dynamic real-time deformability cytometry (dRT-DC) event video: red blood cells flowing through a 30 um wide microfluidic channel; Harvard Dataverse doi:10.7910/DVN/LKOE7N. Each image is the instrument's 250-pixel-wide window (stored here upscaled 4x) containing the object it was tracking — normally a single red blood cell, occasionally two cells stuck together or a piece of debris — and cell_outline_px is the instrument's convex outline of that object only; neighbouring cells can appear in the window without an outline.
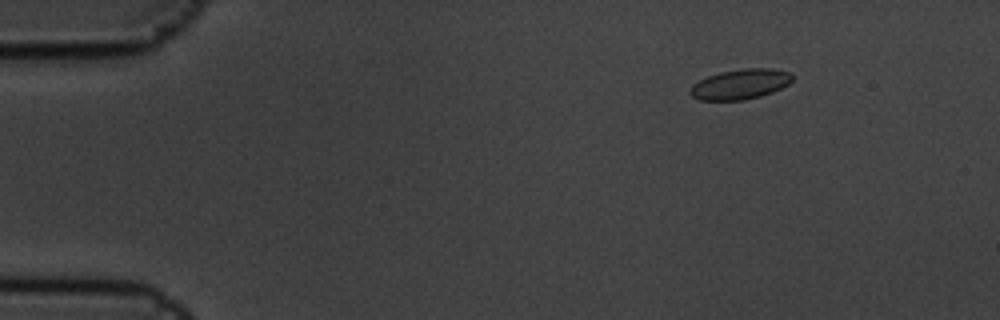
{"species": "common noctule bat (a hibernating species)", "species_latin": "Nyctalus noctula", "temperature_condition": "cold", "stored_images_in_passage": 4, "camera_frame_rate_fps": 3000, "um_per_image_px": 0.085, "animal": {"sex": "male", "body_mass_g": 19.5, "forearm_length_mm": 54.6}, "frame": {"image": 1, "passage_image": 1, "time_ms": 0.0, "image_size_px": [1000, 320], "cell_outline_px": [[792, 80], [788, 84], [772, 92], [760, 96], [744, 100], [700, 100], [692, 96], [688, 92], [692, 84], [708, 76], [720, 72], [744, 68], [772, 68], [788, 72], [792, 76]], "centroid_in_image_um": [62.9, 7.16], "position_along_channel_um": 22.1, "area_um2": 17.86}}
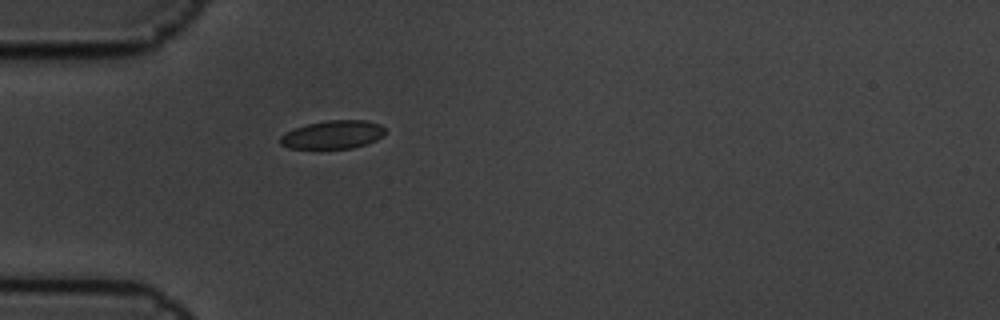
{"frame": {"image": 2, "passage_image": 4, "time_ms": 1.0, "image_size_px": [1000, 320], "cell_outline_px": [[384, 136], [376, 140], [352, 148], [288, 148], [280, 144], [280, 136], [296, 128], [308, 124], [328, 120], [364, 120], [380, 124], [384, 128]], "centroid_in_image_um": [28.31, 11.44], "position_along_channel_um": 56.7, "area_um2": 17.05}}